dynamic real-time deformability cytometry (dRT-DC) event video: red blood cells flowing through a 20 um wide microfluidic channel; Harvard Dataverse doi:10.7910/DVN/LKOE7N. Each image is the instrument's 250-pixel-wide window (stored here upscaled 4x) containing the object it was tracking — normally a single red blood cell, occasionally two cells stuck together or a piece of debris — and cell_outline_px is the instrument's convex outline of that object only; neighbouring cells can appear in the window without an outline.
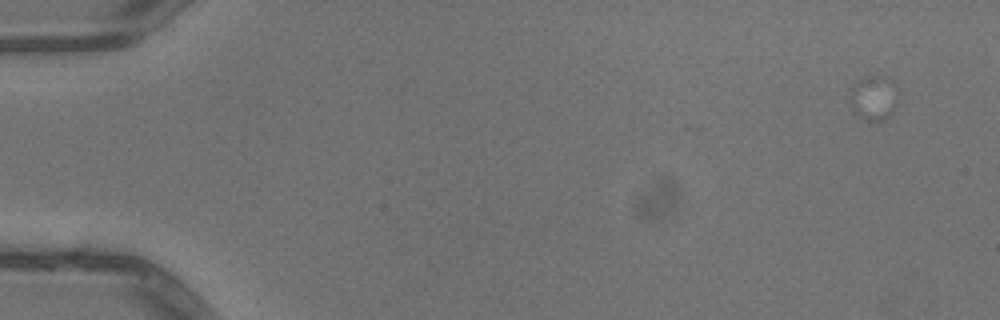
{"species": "common noctule bat (a hibernating species)", "species_latin": "Nyctalus noctula", "temperature_condition": "warm", "stored_images_in_passage": 11, "camera_frame_rate_fps": 3000, "um_per_image_px": 0.085, "animal": {"sex": "male", "body_mass_g": 13.3}, "frame": {"image": 1, "passage_image": 1, "time_ms": 0.0, "image_size_px": [1000, 320], "cell_outline_px": [[900, 104], [896, 112], [892, 116], [868, 124], [852, 108], [848, 100], [852, 88], [856, 80], [880, 76], [896, 80], [900, 92]], "centroid_in_image_um": [74.39, 8.36], "position_along_channel_um": 10.6, "area_um2": 13.47}}